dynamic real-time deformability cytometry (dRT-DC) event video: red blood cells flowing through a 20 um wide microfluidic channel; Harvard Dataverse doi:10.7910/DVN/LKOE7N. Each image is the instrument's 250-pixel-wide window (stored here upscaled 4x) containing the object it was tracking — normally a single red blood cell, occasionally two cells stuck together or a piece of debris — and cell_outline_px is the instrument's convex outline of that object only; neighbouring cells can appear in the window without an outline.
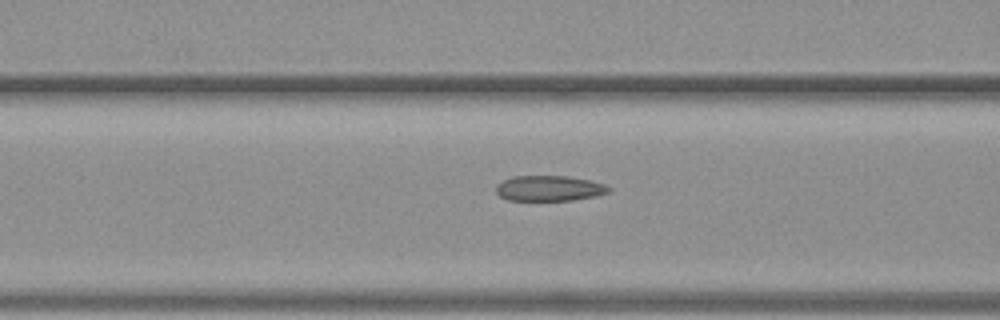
{"species": "common noctule bat (a hibernating species)", "species_latin": "Nyctalus noctula", "temperature_condition": "warm", "stored_images_in_passage": 12, "camera_frame_rate_fps": 3000, "um_per_image_px": 0.085, "animal": {"sex": "female", "body_mass_g": 19.3, "forearm_length_mm": 54.1}, "frame": {"image": 1, "passage_image": 10, "time_ms": 3.0, "image_size_px": [1000, 320], "cell_outline_px": [[612, 188], [608, 192], [596, 196], [572, 200], [508, 200], [500, 196], [496, 192], [496, 184], [512, 176], [568, 176], [588, 180], [604, 184]], "centroid_in_image_um": [46.67, 16.0], "position_along_channel_um": 119.9, "area_um2": 16.65}}